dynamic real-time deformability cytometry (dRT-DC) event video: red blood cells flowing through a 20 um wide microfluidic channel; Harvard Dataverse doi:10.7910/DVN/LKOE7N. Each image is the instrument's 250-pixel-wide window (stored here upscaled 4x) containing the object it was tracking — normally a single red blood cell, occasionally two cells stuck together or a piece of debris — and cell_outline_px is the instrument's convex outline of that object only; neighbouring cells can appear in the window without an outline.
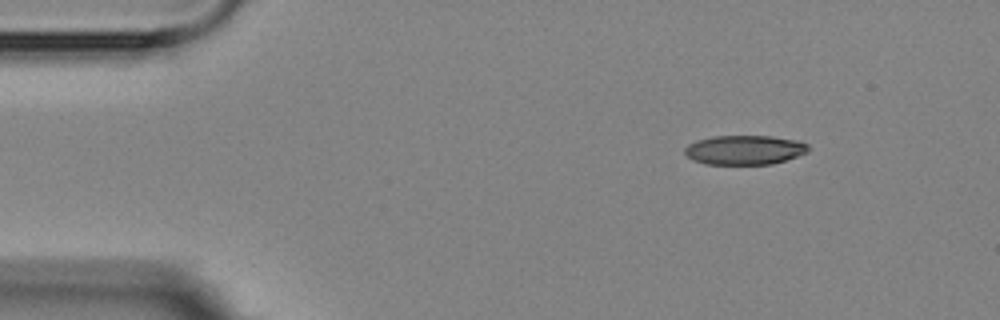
{"species": "Egyptian fruit bat (a non-hibernating species)", "species_latin": "Rousettus aegyptiacus", "temperature_condition": "room temperature", "stored_images_in_passage": 6, "segment_of_instrument_passage": [2, 2], "camera_frame_rate_fps": 3000, "um_per_image_px": 0.085, "animal": {"sex": "female"}, "frame": {"image": 1, "passage_image": 6, "time_ms": 6.0, "image_size_px": [1000, 320], "cell_outline_px": [[808, 152], [772, 164], [704, 164], [692, 160], [684, 152], [684, 148], [688, 144], [696, 140], [712, 136], [772, 136], [796, 140], [808, 144]], "centroid_in_image_um": [63.25, 12.74], "position_along_channel_um": 21.7, "area_um2": 21.15}}